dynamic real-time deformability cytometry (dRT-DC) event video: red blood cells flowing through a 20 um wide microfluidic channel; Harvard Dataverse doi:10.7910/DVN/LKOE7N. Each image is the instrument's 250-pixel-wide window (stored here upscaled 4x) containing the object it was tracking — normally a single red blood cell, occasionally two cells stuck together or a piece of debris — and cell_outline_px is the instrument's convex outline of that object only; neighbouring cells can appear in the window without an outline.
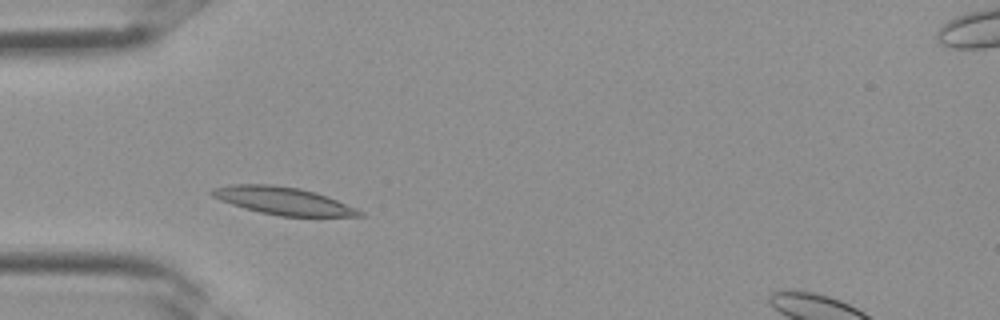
{"species": "Egyptian fruit bat (a non-hibernating species)", "species_latin": "Rousettus aegyptiacus", "temperature_condition": "room temperature", "stored_images_in_passage": 2, "camera_frame_rate_fps": 3000, "um_per_image_px": 0.085, "frame": {"image": 1, "passage_image": 2, "time_ms": 0.333, "image_size_px": [1000, 320], "cell_outline_px": [[364, 216], [280, 216], [260, 212], [244, 208], [220, 200], [212, 196], [208, 192], [212, 188], [228, 184], [272, 184], [300, 188], [316, 192], [328, 196], [356, 208], [364, 212]], "centroid_in_image_um": [24.04, 17.05], "position_along_channel_um": 61.0, "area_um2": 23.81}}